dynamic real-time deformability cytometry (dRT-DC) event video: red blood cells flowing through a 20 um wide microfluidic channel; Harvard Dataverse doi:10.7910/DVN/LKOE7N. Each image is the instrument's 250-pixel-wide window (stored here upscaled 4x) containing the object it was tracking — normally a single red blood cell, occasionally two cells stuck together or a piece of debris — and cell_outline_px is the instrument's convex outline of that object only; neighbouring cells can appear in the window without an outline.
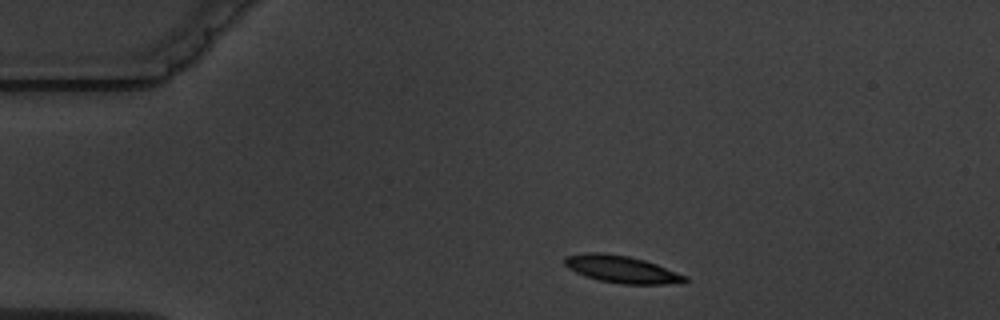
{"species": "common noctule bat (a hibernating species)", "species_latin": "Nyctalus noctula", "temperature_condition": "warm", "stored_images_in_passage": 3, "camera_frame_rate_fps": 3000, "um_per_image_px": 0.085, "animal": {"sex": "male", "body_mass_g": 19.5, "forearm_length_mm": 54.6}, "frame": {"image": 1, "passage_image": 1, "time_ms": 0.0, "image_size_px": [1000, 320], "cell_outline_px": [[688, 280], [664, 284], [620, 284], [600, 280], [584, 276], [568, 268], [564, 264], [564, 256], [584, 252], [604, 252], [628, 256], [644, 260], [656, 264], [688, 276]], "centroid_in_image_um": [52.78, 22.87], "position_along_channel_um": 32.2, "area_um2": 19.07}}
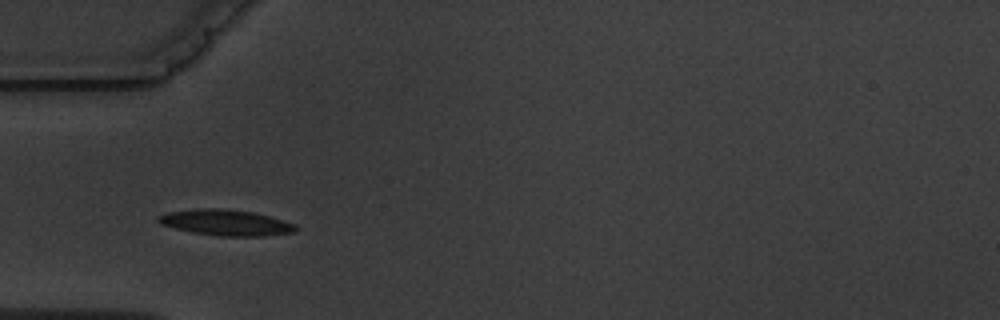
{"frame": {"image": 2, "passage_image": 3, "time_ms": 2.333, "image_size_px": [1000, 320], "cell_outline_px": [[300, 228], [292, 232], [264, 236], [220, 236], [192, 232], [160, 224], [156, 220], [156, 216], [168, 212], [196, 208], [224, 208], [252, 212], [268, 216], [296, 224]], "centroid_in_image_um": [19.17, 18.91], "position_along_channel_um": 65.8, "area_um2": 20.75}}